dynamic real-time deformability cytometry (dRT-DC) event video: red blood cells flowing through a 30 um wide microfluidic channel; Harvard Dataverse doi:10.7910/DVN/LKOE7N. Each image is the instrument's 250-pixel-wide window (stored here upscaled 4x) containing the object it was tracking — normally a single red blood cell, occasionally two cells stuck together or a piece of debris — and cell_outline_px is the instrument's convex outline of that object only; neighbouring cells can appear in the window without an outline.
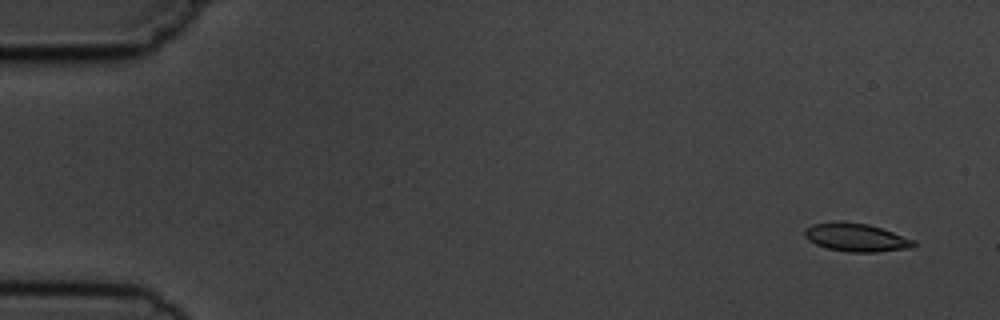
{"species": "common noctule bat (a hibernating species)", "species_latin": "Nyctalus noctula", "temperature_condition": "cold", "stored_images_in_passage": 4, "camera_frame_rate_fps": 3000, "um_per_image_px": 0.085, "animal": {"sex": "male", "body_mass_g": 19.5, "forearm_length_mm": 54.6}, "frame": {"image": 1, "passage_image": 1, "time_ms": 0.0, "image_size_px": [1000, 320], "cell_outline_px": [[916, 248], [876, 252], [848, 252], [828, 248], [816, 244], [808, 240], [804, 236], [804, 232], [812, 224], [840, 220], [868, 224], [916, 240]], "centroid_in_image_um": [72.81, 20.18], "position_along_channel_um": 12.2, "area_um2": 18.09}}